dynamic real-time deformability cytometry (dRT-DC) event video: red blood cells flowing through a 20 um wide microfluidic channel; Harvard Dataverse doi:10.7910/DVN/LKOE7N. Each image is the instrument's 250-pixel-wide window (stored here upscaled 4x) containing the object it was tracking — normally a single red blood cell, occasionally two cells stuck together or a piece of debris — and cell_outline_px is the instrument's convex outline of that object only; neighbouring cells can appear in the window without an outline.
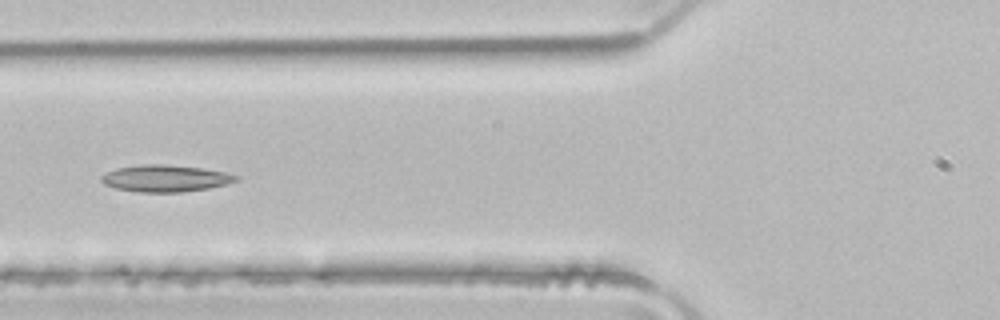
{"species": "common noctule bat (a hibernating species)", "species_latin": "Nyctalus noctula", "temperature_condition": "room temperature", "stored_images_in_passage": 5, "camera_frame_rate_fps": 3000, "um_per_image_px": 0.085, "animal": {"sex": "male", "body_mass_g": 21.5, "forearm_length_mm": 52.0}, "frame": {"image": 1, "passage_image": 5, "time_ms": 1.333, "image_size_px": [1000, 320], "cell_outline_px": [[240, 180], [208, 188], [180, 192], [140, 192], [116, 188], [104, 184], [100, 180], [100, 176], [116, 168], [144, 164], [164, 164], [200, 168], [224, 172], [240, 176]], "centroid_in_image_um": [14.05, 15.16], "position_along_channel_um": 111.8, "area_um2": 20.87}}